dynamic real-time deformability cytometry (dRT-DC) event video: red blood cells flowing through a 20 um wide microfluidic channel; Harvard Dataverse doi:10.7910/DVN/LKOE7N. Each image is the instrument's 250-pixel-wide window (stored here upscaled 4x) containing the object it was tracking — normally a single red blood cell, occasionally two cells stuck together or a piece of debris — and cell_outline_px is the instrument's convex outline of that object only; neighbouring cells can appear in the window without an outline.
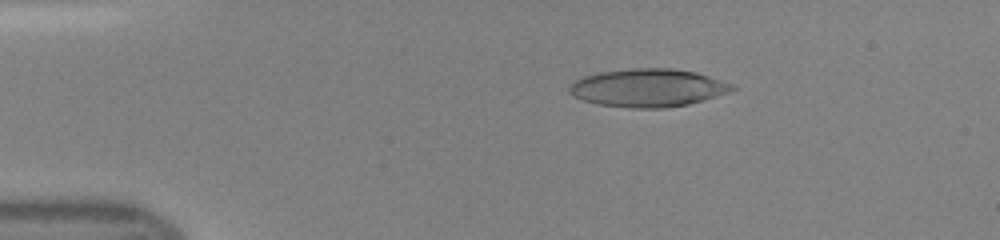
{"species": "human", "species_latin": "Homo sapiens", "temperature_condition": "room temperature", "stored_images_in_passage": 46, "camera_frame_rate_fps": 3000, "um_per_image_px": 0.085, "donor": {"sex": "female"}, "frame": {"image": 1, "passage_image": 8, "time_ms": 2.333, "image_size_px": [1000, 240], "cell_outline_px": [[736, 88], [728, 92], [704, 100], [688, 104], [664, 108], [632, 108], [600, 104], [584, 100], [572, 96], [568, 92], [568, 88], [576, 80], [584, 76], [600, 72], [632, 68], [672, 68], [696, 72], [736, 84]], "centroid_in_image_um": [55.11, 7.46], "position_along_channel_um": 29.9, "area_um2": 36.07}}
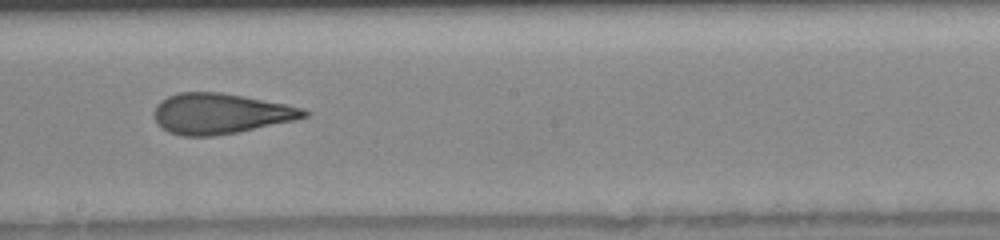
{"frame": {"image": 2, "passage_image": 26, "time_ms": 8.333, "image_size_px": [1000, 240], "cell_outline_px": [[312, 112], [308, 116], [292, 120], [236, 132], [212, 136], [180, 136], [168, 132], [152, 116], [152, 112], [156, 104], [160, 100], [168, 96], [180, 92], [220, 92], [244, 96], [304, 108]], "centroid_in_image_um": [18.69, 9.64], "position_along_channel_um": 229.5, "area_um2": 35.2}}
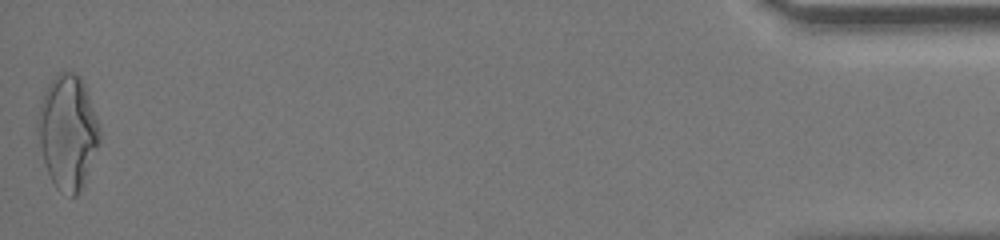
{"frame": {"image": 3, "passage_image": 46, "time_ms": 15.0, "image_size_px": [1000, 240], "cell_outline_px": [[100, 140], [80, 188], [76, 196], [72, 196], [60, 192], [56, 188], [48, 172], [44, 160], [36, 128], [36, 116], [44, 92], [48, 84], [56, 72], [76, 72], [80, 76], [84, 84], [96, 116], [100, 128]], "centroid_in_image_um": [5.72, 11.16], "position_along_channel_um": 429.5, "area_um2": 40.63}}